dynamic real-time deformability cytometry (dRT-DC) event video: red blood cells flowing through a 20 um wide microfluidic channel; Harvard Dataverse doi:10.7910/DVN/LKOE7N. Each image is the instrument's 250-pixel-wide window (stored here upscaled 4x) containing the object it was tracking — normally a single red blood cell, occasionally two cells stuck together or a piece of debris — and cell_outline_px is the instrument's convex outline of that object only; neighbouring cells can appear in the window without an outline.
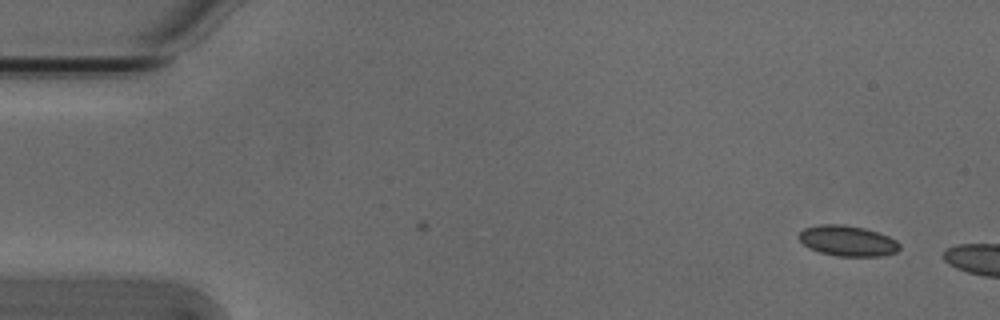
{"species": "Egyptian fruit bat (a non-hibernating species)", "species_latin": "Rousettus aegyptiacus", "temperature_condition": "cold", "stored_images_in_passage": 5, "camera_frame_rate_fps": 3000, "um_per_image_px": 0.085, "animal": {"sex": "male"}, "frame": {"image": 1, "passage_image": 1, "time_ms": 0.0, "image_size_px": [1000, 320], "cell_outline_px": [[900, 248], [896, 252], [880, 256], [836, 256], [820, 252], [808, 248], [800, 240], [800, 232], [804, 228], [820, 224], [844, 224], [864, 228], [888, 236], [896, 240], [900, 244]], "centroid_in_image_um": [72.04, 20.47], "position_along_channel_um": 13.0, "area_um2": 17.86}}